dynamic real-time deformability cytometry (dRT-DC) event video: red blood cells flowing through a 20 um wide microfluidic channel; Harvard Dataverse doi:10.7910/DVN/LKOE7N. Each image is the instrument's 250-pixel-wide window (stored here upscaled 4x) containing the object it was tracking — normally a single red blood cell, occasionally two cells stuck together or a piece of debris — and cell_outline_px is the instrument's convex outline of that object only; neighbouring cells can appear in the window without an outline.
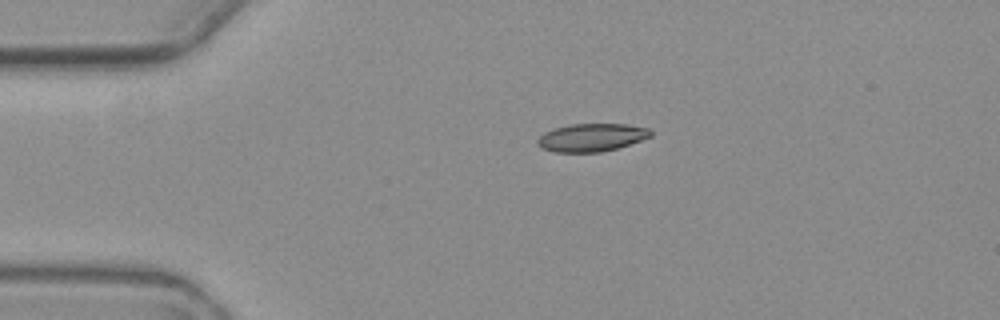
{"species": "common noctule bat (a hibernating species)", "species_latin": "Nyctalus noctula", "temperature_condition": "warm", "stored_images_in_passage": 2, "camera_frame_rate_fps": 3000, "um_per_image_px": 0.085, "animal": {"sex": "female", "body_mass_g": 19.3, "forearm_length_mm": 54.1}, "frame": {"image": 1, "passage_image": 1, "time_ms": 0.0, "image_size_px": [1000, 320], "cell_outline_px": [[652, 136], [616, 148], [600, 152], [556, 152], [544, 148], [536, 144], [536, 140], [544, 132], [556, 128], [572, 124], [628, 124], [648, 128], [652, 132]], "centroid_in_image_um": [50.28, 11.68], "position_along_channel_um": 34.7, "area_um2": 18.21}}